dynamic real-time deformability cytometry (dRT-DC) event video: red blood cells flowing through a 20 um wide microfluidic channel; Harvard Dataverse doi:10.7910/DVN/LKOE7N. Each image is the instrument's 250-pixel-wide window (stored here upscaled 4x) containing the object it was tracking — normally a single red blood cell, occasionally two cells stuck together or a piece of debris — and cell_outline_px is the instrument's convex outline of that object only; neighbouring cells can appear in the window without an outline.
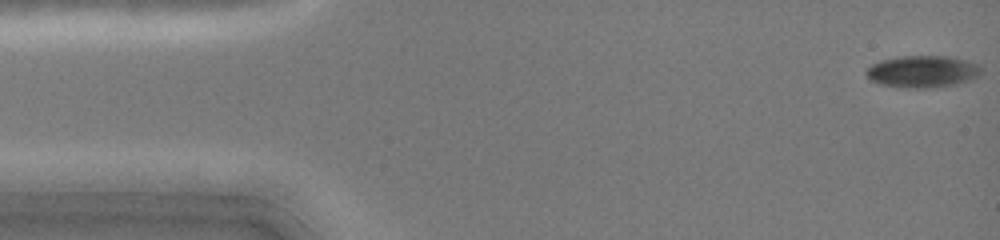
{"species": "common noctule bat (a hibernating species)", "species_latin": "Nyctalus noctula", "temperature_condition": "cold", "stored_images_in_passage": 46, "camera_frame_rate_fps": 3000, "um_per_image_px": 0.085, "animal": {"sex": "female", "body_mass_g": 19.0, "forearm_length_mm": 51.5}, "frame": {"image": 1, "passage_image": 1, "time_ms": 0.0, "image_size_px": [1000, 240], "cell_outline_px": [[984, 68], [980, 76], [956, 84], [932, 88], [904, 88], [880, 84], [872, 80], [864, 72], [872, 64], [880, 60], [896, 56], [948, 56], [980, 64]], "centroid_in_image_um": [78.44, 6.08], "position_along_channel_um": 6.6, "area_um2": 21.68}}
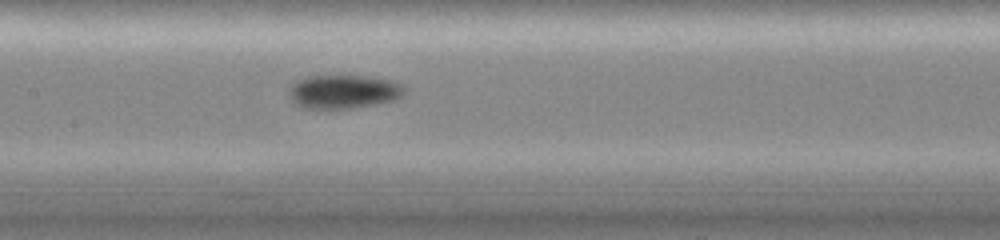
{"frame": {"image": 2, "passage_image": 22, "time_ms": 7.0, "image_size_px": [1000, 240], "cell_outline_px": [[404, 92], [400, 96], [392, 100], [372, 104], [348, 108], [308, 108], [296, 104], [288, 96], [288, 88], [296, 80], [308, 76], [368, 76], [388, 80], [400, 84], [404, 88]], "centroid_in_image_um": [29.12, 7.77], "position_along_channel_um": 178.3, "area_um2": 22.25}}
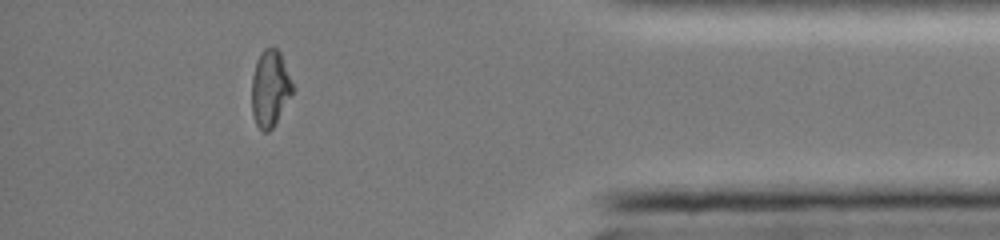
{"frame": {"image": 3, "passage_image": 41, "time_ms": 13.333, "image_size_px": [1000, 240], "cell_outline_px": [[292, 92], [272, 128], [268, 132], [264, 132], [256, 124], [252, 112], [252, 76], [256, 60], [260, 52], [264, 48], [272, 44], [280, 52], [292, 84]], "centroid_in_image_um": [22.92, 7.46], "position_along_channel_um": 412.3, "area_um2": 17.92}, "authors_computed_cell_mechanics": {"area_um2": 21.1548, "velocity_mm_per_s": 4.117, "shape_relaxation_time_tau1_ms": null, "shape_relaxation_time_tau2_ms": 7.2257, "deformation_change_tau1": null, "deformation_change_tau2": 0.1024}}